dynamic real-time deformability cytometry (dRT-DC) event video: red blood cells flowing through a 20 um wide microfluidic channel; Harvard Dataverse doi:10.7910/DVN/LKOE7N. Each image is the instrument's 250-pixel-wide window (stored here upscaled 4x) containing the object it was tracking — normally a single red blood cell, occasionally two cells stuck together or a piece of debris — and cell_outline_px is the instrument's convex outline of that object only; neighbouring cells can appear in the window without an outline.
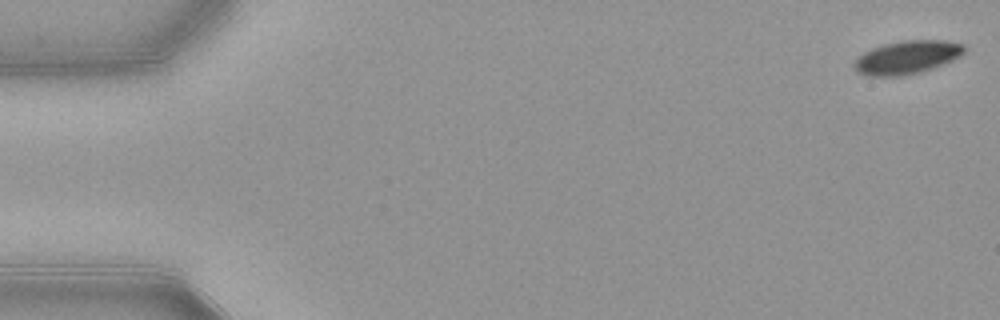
{"species": "common noctule bat (a hibernating species)", "species_latin": "Nyctalus noctula", "temperature_condition": "warm", "stored_images_in_passage": 53, "camera_frame_rate_fps": 3000, "um_per_image_px": 0.085, "animal": {"sex": "female", "body_mass_g": 21.9}, "frame": {"image": 1, "passage_image": 1, "time_ms": 0.0, "image_size_px": [1000, 320], "cell_outline_px": [[964, 52], [960, 56], [952, 60], [932, 68], [920, 72], [904, 76], [868, 76], [856, 72], [852, 68], [852, 64], [864, 52], [872, 48], [884, 44], [900, 40], [944, 40], [964, 44]], "centroid_in_image_um": [77.06, 4.88], "position_along_channel_um": 7.9, "area_um2": 21.44}}
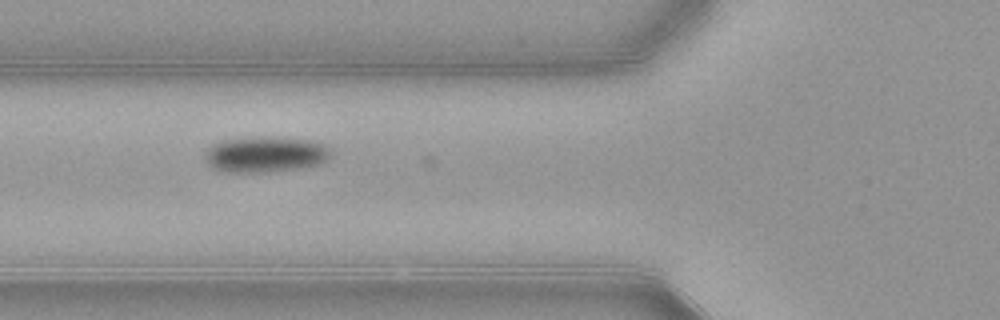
{"frame": {"image": 2, "passage_image": 20, "time_ms": 6.333, "image_size_px": [1000, 320], "cell_outline_px": [[332, 156], [328, 160], [320, 164], [300, 168], [264, 172], [220, 172], [212, 168], [208, 164], [204, 156], [204, 152], [212, 144], [224, 140], [312, 140], [324, 144], [332, 152]], "centroid_in_image_um": [22.55, 13.19], "position_along_channel_um": 103.2, "area_um2": 25.32}}
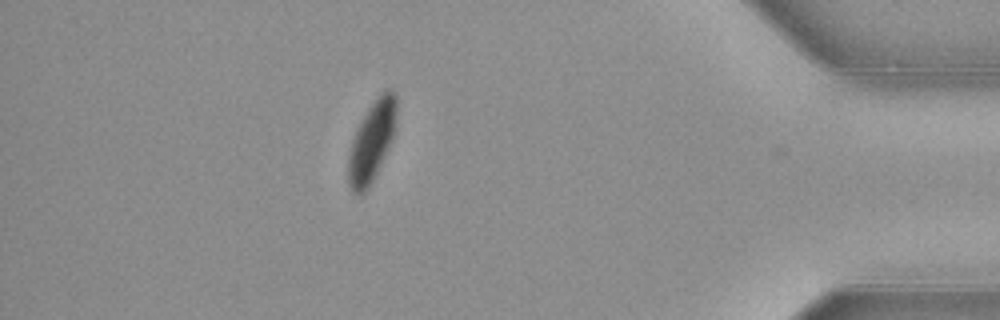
{"frame": {"image": 3, "passage_image": 47, "time_ms": 15.333, "image_size_px": [1000, 320], "cell_outline_px": [[396, 124], [392, 140], [368, 188], [360, 196], [356, 196], [352, 192], [348, 184], [348, 152], [356, 128], [360, 120], [368, 108], [380, 92], [388, 88], [392, 88], [396, 92]], "centroid_in_image_um": [31.59, 11.99], "position_along_channel_um": 403.6, "area_um2": 22.77}, "authors_computed_cell_mechanics": {"area_um2": 23.5246, "velocity_mm_per_s": 3.8676, "shape_relaxation_time_tau1_ms": 3.8966, "shape_relaxation_time_tau2_ms": null, "deformation_change_tau1": 0.1152, "deformation_change_tau2": null}}